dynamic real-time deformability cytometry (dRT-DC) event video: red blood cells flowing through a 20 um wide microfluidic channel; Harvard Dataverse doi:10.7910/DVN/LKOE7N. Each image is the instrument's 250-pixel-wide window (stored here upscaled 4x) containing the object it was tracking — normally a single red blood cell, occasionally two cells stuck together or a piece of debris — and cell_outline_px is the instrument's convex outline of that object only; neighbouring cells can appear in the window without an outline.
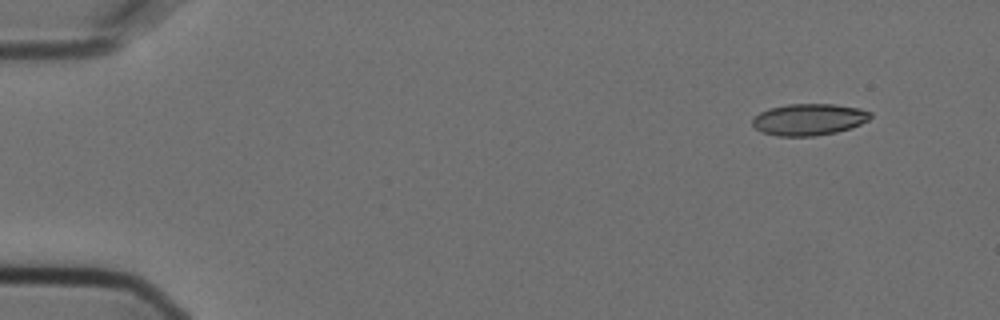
{"species": "Egyptian fruit bat (a non-hibernating species)", "species_latin": "Rousettus aegyptiacus", "temperature_condition": "cold", "stored_images_in_passage": 5, "camera_frame_rate_fps": 3000, "um_per_image_px": 0.085, "animal": {"sex": "female"}, "frame": {"image": 1, "passage_image": 1, "time_ms": 0.0, "image_size_px": [1000, 320], "cell_outline_px": [[872, 116], [868, 120], [860, 124], [836, 132], [812, 136], [776, 136], [760, 132], [752, 124], [752, 120], [760, 112], [768, 108], [788, 104], [832, 104], [860, 108], [872, 112]], "centroid_in_image_um": [68.74, 10.15], "position_along_channel_um": 16.3, "area_um2": 21.73}}